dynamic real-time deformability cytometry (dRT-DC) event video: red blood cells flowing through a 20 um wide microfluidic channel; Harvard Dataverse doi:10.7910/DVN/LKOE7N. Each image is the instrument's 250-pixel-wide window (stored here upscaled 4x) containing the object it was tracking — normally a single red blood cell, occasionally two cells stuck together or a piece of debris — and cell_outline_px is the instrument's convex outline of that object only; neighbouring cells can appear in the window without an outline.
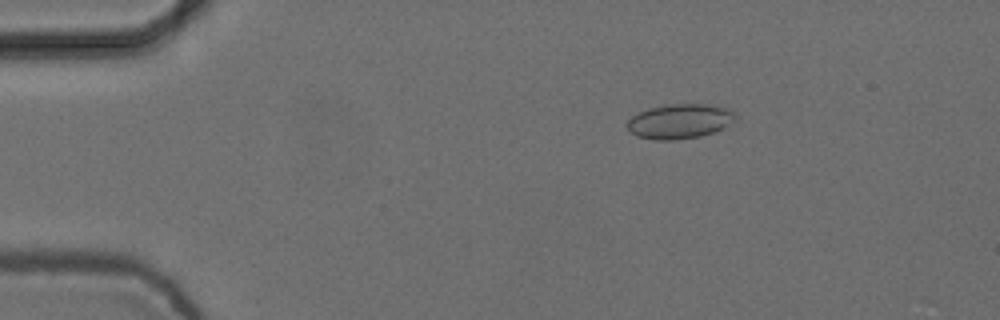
{"species": "common noctule bat (a hibernating species)", "species_latin": "Nyctalus noctula", "temperature_condition": "cold", "stored_images_in_passage": 5, "camera_frame_rate_fps": 3000, "um_per_image_px": 0.085, "animal": {"sex": "female", "body_mass_g": 24.6, "forearm_length_mm": 56.2}, "frame": {"image": 1, "passage_image": 3, "time_ms": 0.667, "image_size_px": [1000, 320], "cell_outline_px": [[736, 120], [712, 132], [700, 136], [672, 140], [656, 140], [636, 136], [624, 124], [632, 116], [648, 108], [668, 104], [704, 104], [728, 108], [736, 112]], "centroid_in_image_um": [57.75, 10.3], "position_along_channel_um": 27.2, "area_um2": 21.79}}